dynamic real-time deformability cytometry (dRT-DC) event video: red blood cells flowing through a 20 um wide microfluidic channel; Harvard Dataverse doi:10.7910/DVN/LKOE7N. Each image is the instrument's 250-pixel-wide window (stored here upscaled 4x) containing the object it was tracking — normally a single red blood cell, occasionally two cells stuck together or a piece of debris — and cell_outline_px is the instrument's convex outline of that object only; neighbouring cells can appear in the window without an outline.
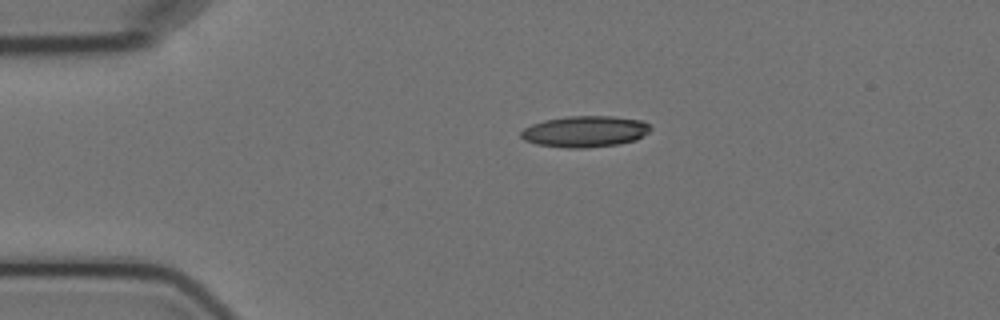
{"species": "Egyptian fruit bat (a non-hibernating species)", "species_latin": "Rousettus aegyptiacus", "temperature_condition": "cold", "stored_images_in_passage": 1, "camera_frame_rate_fps": 3000, "um_per_image_px": 0.085, "animal": {"sex": "female"}, "frame": {"image": 1, "passage_image": 1, "time_ms": 0.0, "image_size_px": [1000, 320], "cell_outline_px": [[652, 128], [648, 132], [636, 140], [620, 144], [584, 148], [568, 148], [536, 144], [524, 140], [520, 136], [520, 132], [524, 128], [532, 124], [544, 120], [568, 116], [612, 116], [640, 120], [648, 124]], "centroid_in_image_um": [49.71, 11.18], "position_along_channel_um": 35.3, "area_um2": 23.58}}